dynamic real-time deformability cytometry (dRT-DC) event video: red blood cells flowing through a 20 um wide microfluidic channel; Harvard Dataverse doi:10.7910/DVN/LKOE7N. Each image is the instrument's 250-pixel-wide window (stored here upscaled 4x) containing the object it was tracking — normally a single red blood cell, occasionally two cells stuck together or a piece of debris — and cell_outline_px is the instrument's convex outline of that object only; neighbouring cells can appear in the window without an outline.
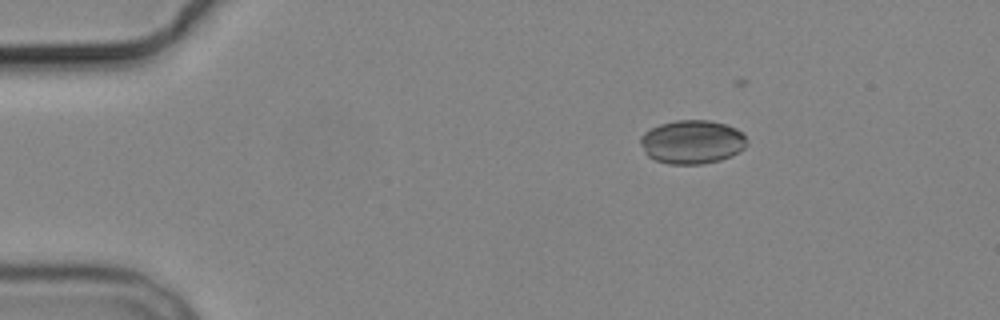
{"species": "common noctule bat (a hibernating species)", "species_latin": "Nyctalus noctula", "temperature_condition": "cold", "stored_images_in_passage": 3, "camera_frame_rate_fps": 3000, "um_per_image_px": 0.085, "animal": {"sex": "male", "body_mass_g": 19.2, "forearm_length_mm": 51.8}, "frame": {"image": 1, "passage_image": 1, "time_ms": 0.0, "image_size_px": [1000, 320], "cell_outline_px": [[748, 144], [744, 148], [732, 156], [720, 160], [700, 164], [668, 164], [656, 160], [648, 156], [644, 152], [640, 144], [640, 136], [644, 132], [660, 124], [676, 120], [708, 120], [724, 124], [736, 128], [744, 136]], "centroid_in_image_um": [58.81, 12.07], "position_along_channel_um": 26.2, "area_um2": 27.11}}